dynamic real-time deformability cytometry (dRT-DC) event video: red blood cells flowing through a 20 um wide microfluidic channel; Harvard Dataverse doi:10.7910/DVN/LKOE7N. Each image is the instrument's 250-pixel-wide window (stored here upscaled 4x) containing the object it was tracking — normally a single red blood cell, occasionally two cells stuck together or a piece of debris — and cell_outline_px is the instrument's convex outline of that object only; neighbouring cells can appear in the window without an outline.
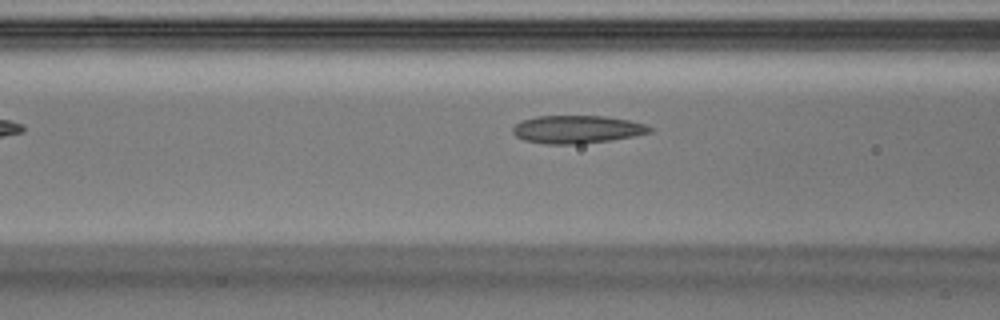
{"species": "Egyptian fruit bat (a non-hibernating species)", "species_latin": "Rousettus aegyptiacus", "temperature_condition": "warm", "stored_images_in_passage": 4, "camera_frame_rate_fps": 3000, "um_per_image_px": 0.085, "animal": {"sex": "male"}, "frame": {"image": 1, "passage_image": 3, "time_ms": 0.667, "image_size_px": [1000, 320], "cell_outline_px": [[652, 132], [636, 136], [612, 140], [580, 144], [544, 144], [524, 140], [516, 136], [512, 132], [512, 128], [516, 124], [524, 120], [536, 116], [604, 116], [628, 120], [648, 124], [652, 128]], "centroid_in_image_um": [49.08, 11.0], "position_along_channel_um": 117.5, "area_um2": 22.43}}